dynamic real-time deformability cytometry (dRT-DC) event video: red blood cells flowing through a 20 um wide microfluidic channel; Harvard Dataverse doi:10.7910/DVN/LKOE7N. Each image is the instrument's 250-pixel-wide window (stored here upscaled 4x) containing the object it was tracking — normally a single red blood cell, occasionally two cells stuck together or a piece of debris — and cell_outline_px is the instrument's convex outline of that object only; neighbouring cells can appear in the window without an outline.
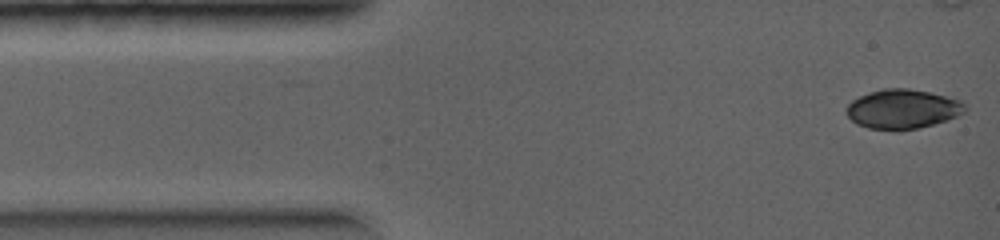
{"species": "common noctule bat (a hibernating species)", "species_latin": "Nyctalus noctula", "temperature_condition": "warm", "stored_images_in_passage": 4, "camera_frame_rate_fps": 5000, "um_per_image_px": 0.085, "animal": {"sex": "female", "body_mass_g": 19.0, "forearm_length_mm": 56.7}, "frame": {"image": 1, "passage_image": 1, "time_ms": 0.0, "image_size_px": [1000, 240], "cell_outline_px": [[964, 112], [948, 120], [920, 128], [868, 128], [856, 124], [848, 116], [848, 104], [852, 100], [860, 96], [884, 88], [908, 88], [928, 92], [960, 100], [964, 104]], "centroid_in_image_um": [76.73, 9.25], "position_along_channel_um": 8.3, "area_um2": 26.47}}